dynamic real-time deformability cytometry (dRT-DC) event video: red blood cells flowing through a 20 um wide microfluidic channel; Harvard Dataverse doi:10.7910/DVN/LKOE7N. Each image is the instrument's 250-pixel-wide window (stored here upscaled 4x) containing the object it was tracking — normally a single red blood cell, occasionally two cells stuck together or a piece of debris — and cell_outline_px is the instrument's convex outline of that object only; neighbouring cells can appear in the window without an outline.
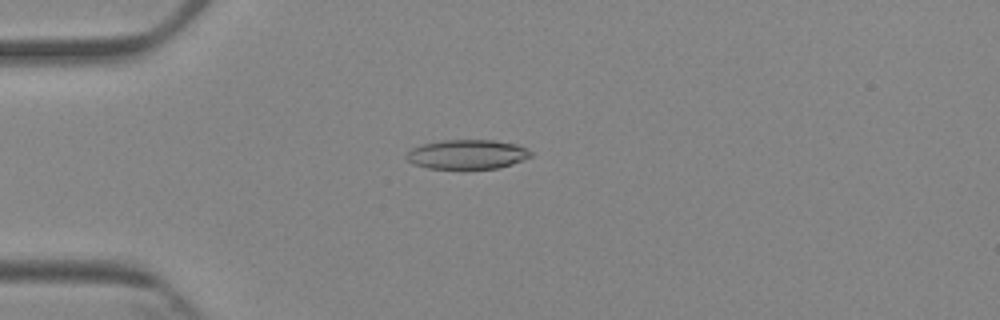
{"species": "Egyptian fruit bat (a non-hibernating species)", "species_latin": "Rousettus aegyptiacus", "temperature_condition": "cold", "stored_images_in_passage": 6, "camera_frame_rate_fps": 3000, "um_per_image_px": 0.085, "animal": {"sex": "female"}, "frame": {"image": 1, "passage_image": 3, "time_ms": 2.333, "image_size_px": [1000, 320], "cell_outline_px": [[532, 156], [512, 164], [500, 168], [464, 172], [428, 168], [412, 164], [404, 156], [412, 148], [424, 144], [444, 140], [496, 140], [516, 144], [528, 148], [532, 152]], "centroid_in_image_um": [39.72, 13.17], "position_along_channel_um": 45.3, "area_um2": 22.31}}
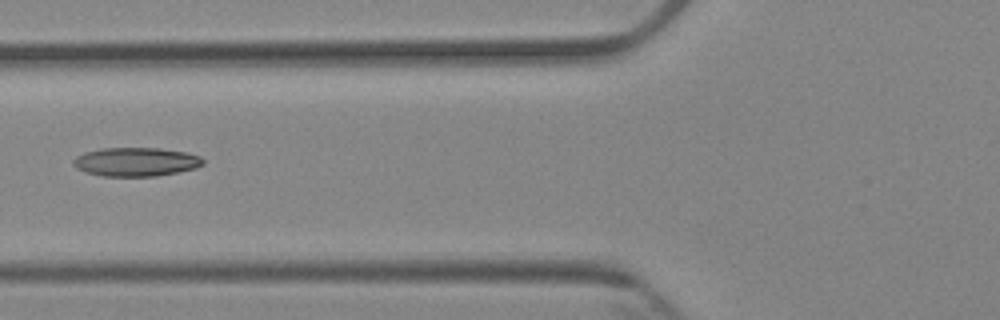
{"frame": {"image": 2, "passage_image": 5, "time_ms": 4.667, "image_size_px": [1000, 320], "cell_outline_px": [[204, 164], [196, 168], [156, 176], [104, 176], [84, 172], [76, 168], [72, 164], [72, 160], [76, 156], [84, 152], [104, 148], [160, 148], [188, 152], [200, 156], [204, 160]], "centroid_in_image_um": [11.55, 13.75], "position_along_channel_um": 114.3, "area_um2": 21.91}}
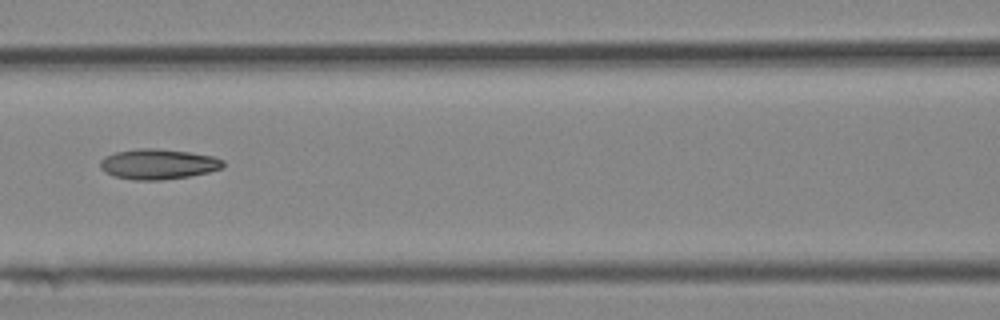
{"frame": {"image": 3, "passage_image": 6, "time_ms": 5.667, "image_size_px": [1000, 320], "cell_outline_px": [[224, 164], [220, 168], [208, 172], [188, 176], [160, 180], [132, 180], [112, 176], [104, 172], [100, 168], [100, 160], [104, 156], [116, 152], [136, 148], [156, 148], [188, 152], [212, 156], [224, 160]], "centroid_in_image_um": [13.38, 13.95], "position_along_channel_um": 153.2, "area_um2": 21.73}}